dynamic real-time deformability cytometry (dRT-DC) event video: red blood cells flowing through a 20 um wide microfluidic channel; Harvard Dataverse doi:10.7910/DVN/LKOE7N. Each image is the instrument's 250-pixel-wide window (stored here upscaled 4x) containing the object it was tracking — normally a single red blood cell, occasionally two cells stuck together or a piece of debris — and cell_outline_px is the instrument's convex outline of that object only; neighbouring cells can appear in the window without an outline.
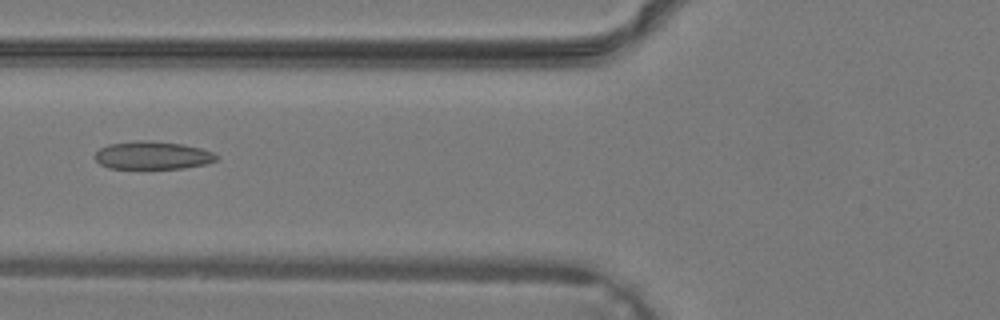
{"species": "common noctule bat (a hibernating species)", "species_latin": "Nyctalus noctula", "temperature_condition": "warm", "stored_images_in_passage": 26, "camera_frame_rate_fps": 3000, "um_per_image_px": 0.085, "animal": {"sex": "male", "body_mass_g": 19.2, "forearm_length_mm": 51.8}, "frame": {"image": 1, "passage_image": 3, "time_ms": 0.667, "image_size_px": [1000, 320], "cell_outline_px": [[220, 156], [216, 160], [208, 164], [184, 168], [108, 168], [100, 164], [92, 156], [100, 148], [108, 144], [136, 140], [148, 140], [184, 144], [200, 148], [212, 152]], "centroid_in_image_um": [12.97, 13.2], "position_along_channel_um": 112.8, "area_um2": 20.0}}
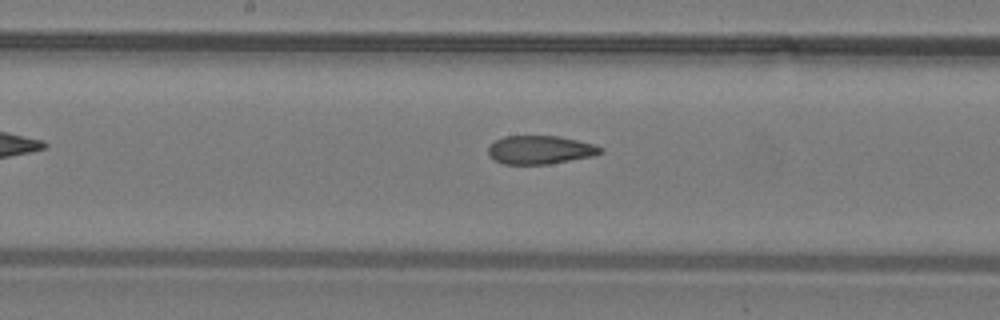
{"frame": {"image": 2, "passage_image": 8, "time_ms": 2.333, "image_size_px": [1000, 320], "cell_outline_px": [[604, 152], [592, 156], [548, 164], [504, 164], [488, 156], [488, 148], [496, 140], [504, 136], [560, 136], [596, 144], [604, 148]], "centroid_in_image_um": [45.95, 12.73], "position_along_channel_um": 202.3, "area_um2": 18.67}}
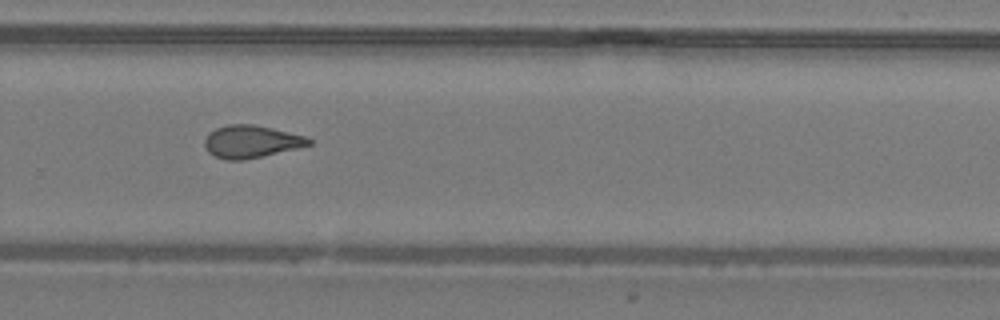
{"frame": {"image": 3, "passage_image": 14, "time_ms": 4.333, "image_size_px": [1000, 320], "cell_outline_px": [[312, 144], [296, 148], [244, 160], [228, 160], [216, 156], [208, 152], [204, 144], [204, 140], [208, 132], [216, 128], [228, 124], [252, 124], [272, 128], [304, 136], [312, 140]], "centroid_in_image_um": [21.31, 12.03], "position_along_channel_um": 308.5, "area_um2": 19.54}}